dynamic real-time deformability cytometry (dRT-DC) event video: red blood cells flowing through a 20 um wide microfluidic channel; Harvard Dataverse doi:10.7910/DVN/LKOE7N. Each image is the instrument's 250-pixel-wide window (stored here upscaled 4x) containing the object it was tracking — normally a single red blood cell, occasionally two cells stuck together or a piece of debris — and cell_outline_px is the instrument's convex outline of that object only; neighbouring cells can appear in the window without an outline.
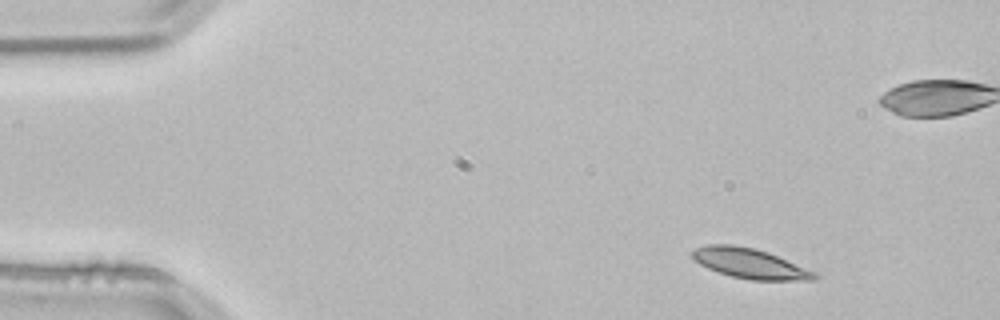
{"species": "common noctule bat (a hibernating species)", "species_latin": "Nyctalus noctula", "temperature_condition": "room temperature", "stored_images_in_passage": 4, "camera_frame_rate_fps": 3000, "um_per_image_px": 0.085, "animal": {"sex": "male", "body_mass_g": 21.5, "forearm_length_mm": 52.0}, "frame": {"image": 1, "passage_image": 1, "time_ms": 0.0, "image_size_px": [1000, 320], "cell_outline_px": [[820, 276], [816, 280], [752, 280], [732, 276], [708, 268], [700, 264], [692, 256], [692, 252], [696, 248], [708, 244], [732, 244], [752, 248], [768, 252], [816, 272]], "centroid_in_image_um": [63.78, 22.39], "position_along_channel_um": 21.2, "area_um2": 21.15}}